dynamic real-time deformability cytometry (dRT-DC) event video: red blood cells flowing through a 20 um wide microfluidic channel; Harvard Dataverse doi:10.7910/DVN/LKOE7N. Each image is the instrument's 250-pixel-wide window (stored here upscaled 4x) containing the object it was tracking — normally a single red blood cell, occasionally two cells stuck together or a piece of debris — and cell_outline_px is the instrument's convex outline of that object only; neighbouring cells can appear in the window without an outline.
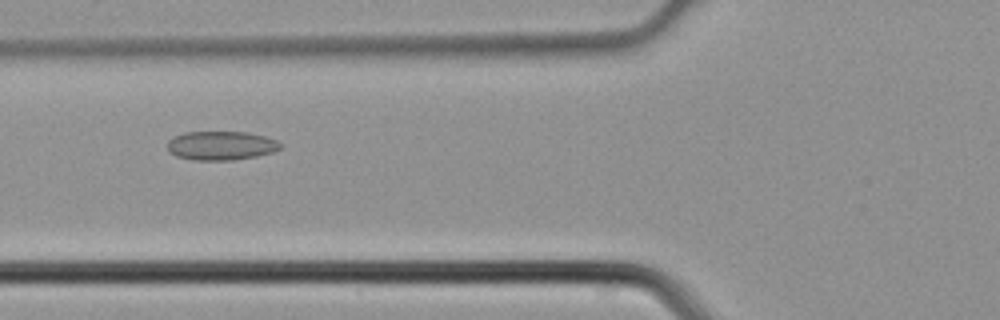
{"species": "common noctule bat (a hibernating species)", "species_latin": "Nyctalus noctula", "temperature_condition": "cold", "stored_images_in_passage": 3, "camera_frame_rate_fps": 3000, "um_per_image_px": 0.085, "animal": {"sex": "male", "body_mass_g": 21.5, "forearm_length_mm": 52.0}, "frame": {"image": 1, "passage_image": 3, "time_ms": 0.667, "image_size_px": [1000, 320], "cell_outline_px": [[284, 144], [280, 148], [272, 152], [256, 156], [232, 160], [192, 160], [176, 156], [168, 152], [168, 140], [184, 132], [248, 132], [264, 136], [276, 140]], "centroid_in_image_um": [18.79, 12.38], "position_along_channel_um": 107.0, "area_um2": 19.07}}